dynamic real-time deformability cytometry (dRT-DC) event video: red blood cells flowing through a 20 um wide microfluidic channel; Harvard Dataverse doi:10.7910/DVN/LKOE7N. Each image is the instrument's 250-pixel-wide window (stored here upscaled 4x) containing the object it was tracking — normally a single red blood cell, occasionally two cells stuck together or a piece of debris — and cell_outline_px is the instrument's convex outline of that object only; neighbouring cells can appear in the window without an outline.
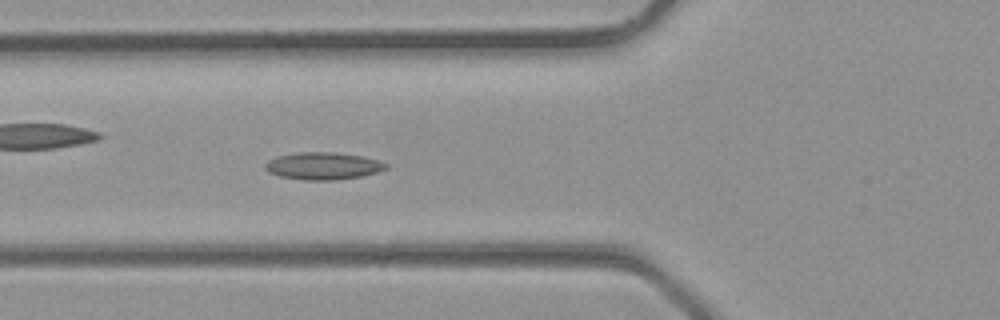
{"species": "common noctule bat (a hibernating species)", "species_latin": "Nyctalus noctula", "temperature_condition": "room temperature", "stored_images_in_passage": 36, "camera_frame_rate_fps": 3000, "um_per_image_px": 0.085, "animal": {"sex": "male", "body_mass_g": 23.1, "forearm_length_mm": 52.7}, "frame": {"image": 1, "passage_image": 13, "time_ms": 4.0, "image_size_px": [1000, 320], "cell_outline_px": [[388, 168], [376, 172], [360, 176], [336, 180], [304, 180], [280, 176], [268, 172], [264, 168], [264, 164], [268, 160], [276, 156], [300, 152], [332, 152], [360, 156], [380, 160], [388, 164]], "centroid_in_image_um": [27.44, 14.1], "position_along_channel_um": 98.4, "area_um2": 19.19}}
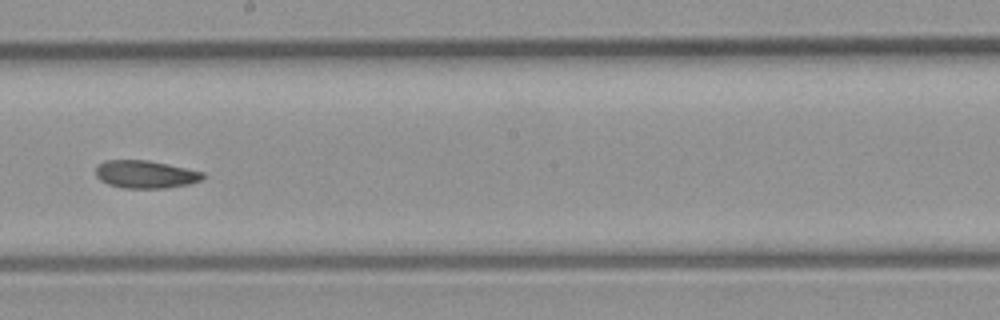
{"frame": {"image": 2, "passage_image": 20, "time_ms": 6.333, "image_size_px": [1000, 320], "cell_outline_px": [[204, 176], [200, 180], [188, 184], [164, 188], [124, 188], [108, 184], [100, 180], [96, 176], [96, 168], [104, 160], [148, 160], [168, 164], [204, 172]], "centroid_in_image_um": [12.35, 14.81], "position_along_channel_um": 235.9, "area_um2": 17.22}}
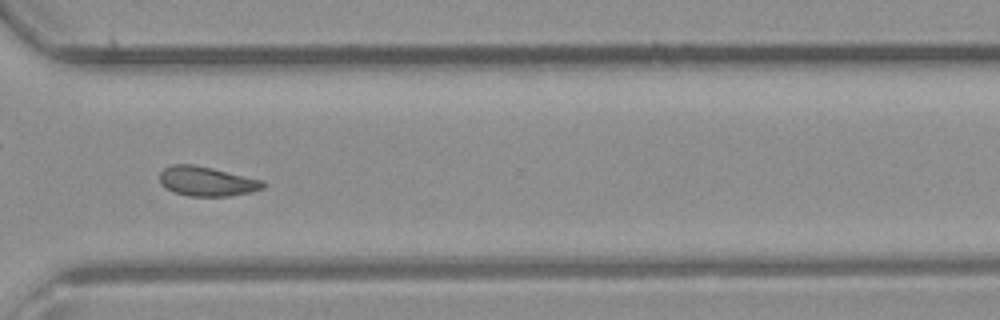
{"frame": {"image": 3, "passage_image": 26, "time_ms": 8.333, "image_size_px": [1000, 320], "cell_outline_px": [[264, 188], [252, 192], [228, 196], [188, 196], [172, 192], [164, 188], [160, 184], [160, 172], [164, 168], [172, 164], [192, 164], [212, 168], [264, 180]], "centroid_in_image_um": [17.55, 15.42], "position_along_channel_um": 353.0, "area_um2": 17.98}}